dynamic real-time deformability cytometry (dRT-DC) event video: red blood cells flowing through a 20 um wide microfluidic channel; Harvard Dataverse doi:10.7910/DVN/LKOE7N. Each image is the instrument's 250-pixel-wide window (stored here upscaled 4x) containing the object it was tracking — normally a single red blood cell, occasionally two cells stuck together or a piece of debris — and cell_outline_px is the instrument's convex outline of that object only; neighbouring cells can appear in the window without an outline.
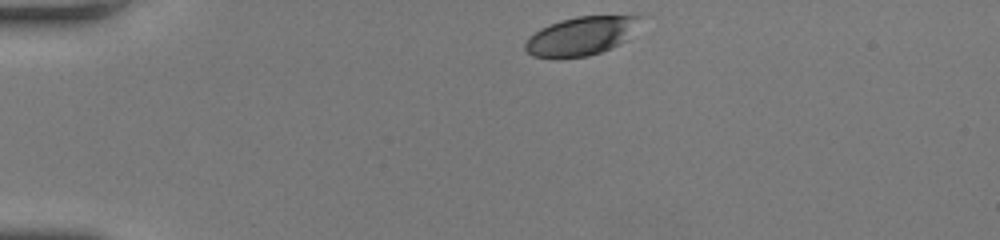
{"species": "human", "species_latin": "Homo sapiens", "temperature_condition": "room temperature", "stored_images_in_passage": 35, "camera_frame_rate_fps": 3000, "um_per_image_px": 0.085, "donor": {"sex": "female"}, "frame": {"image": 1, "passage_image": 1, "time_ms": 0.0, "image_size_px": [1000, 240], "cell_outline_px": [[640, 16], [628, 40], [620, 44], [600, 52], [588, 56], [560, 60], [552, 60], [532, 56], [524, 48], [524, 44], [528, 36], [540, 28], [548, 24], [560, 20], [576, 16]], "centroid_in_image_um": [49.27, 3.11], "position_along_channel_um": 35.7, "area_um2": 26.24}}
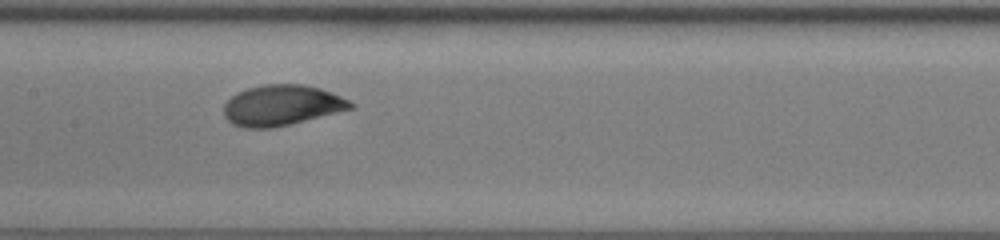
{"frame": {"image": 2, "passage_image": 16, "time_ms": 5.0, "image_size_px": [1000, 240], "cell_outline_px": [[356, 104], [352, 108], [272, 128], [244, 128], [232, 124], [224, 116], [224, 104], [232, 96], [248, 88], [264, 84], [304, 84], [320, 88], [332, 92]], "centroid_in_image_um": [23.92, 8.94], "position_along_channel_um": 183.5, "area_um2": 29.65}}
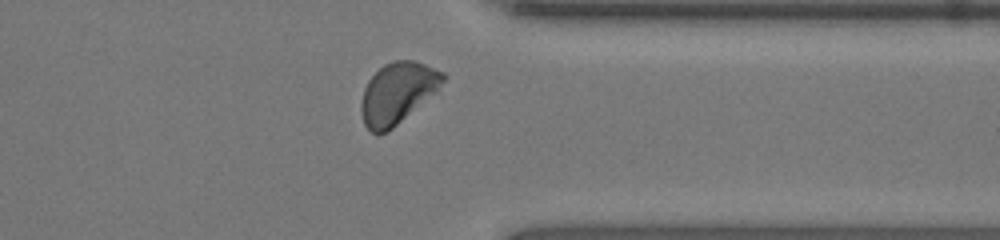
{"frame": {"image": 3, "passage_image": 30, "time_ms": 9.667, "image_size_px": [1000, 240], "cell_outline_px": [[444, 80], [432, 92], [388, 132], [380, 136], [376, 136], [364, 124], [360, 112], [360, 104], [364, 88], [368, 80], [384, 64], [396, 60], [412, 60], [424, 64], [444, 72]], "centroid_in_image_um": [33.7, 7.92], "position_along_channel_um": 377.7, "area_um2": 28.38}, "authors_computed_cell_mechanics": {"area_um2": 29.189, "velocity_mm_per_s": 4.1945, "shape_relaxation_time_tau1_ms": 3.0671, "shape_relaxation_time_tau2_ms": null, "deformation_change_tau1": 0.1419, "deformation_change_tau2": null}}